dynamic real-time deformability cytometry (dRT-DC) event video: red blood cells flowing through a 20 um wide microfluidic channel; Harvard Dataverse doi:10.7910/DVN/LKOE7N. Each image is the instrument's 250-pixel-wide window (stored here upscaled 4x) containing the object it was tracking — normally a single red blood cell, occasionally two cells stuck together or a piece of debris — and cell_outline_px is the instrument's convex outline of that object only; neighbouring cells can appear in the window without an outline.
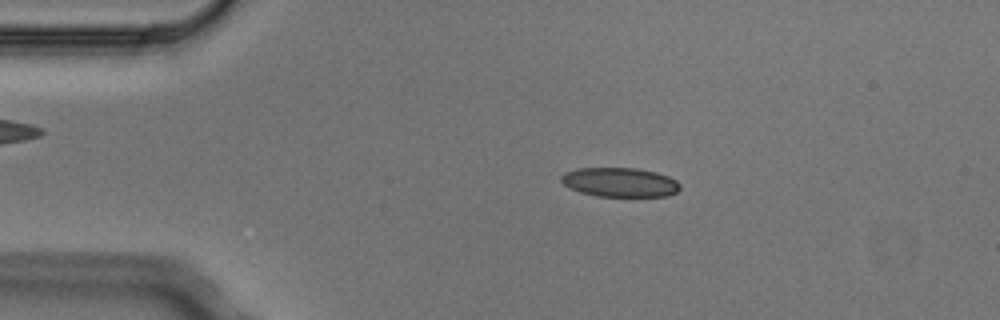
{"species": "Egyptian fruit bat (a non-hibernating species)", "species_latin": "Rousettus aegyptiacus", "temperature_condition": "cold", "stored_images_in_passage": 3, "camera_frame_rate_fps": 3000, "um_per_image_px": 0.085, "animal": {"sex": "male"}, "frame": {"image": 1, "passage_image": 2, "time_ms": 0.333, "image_size_px": [1000, 320], "cell_outline_px": [[680, 188], [676, 192], [668, 196], [596, 196], [580, 192], [564, 184], [560, 180], [560, 176], [564, 172], [576, 168], [636, 168], [656, 172], [668, 176], [676, 180], [680, 184]], "centroid_in_image_um": [52.68, 15.48], "position_along_channel_um": 32.3, "area_um2": 20.29}}